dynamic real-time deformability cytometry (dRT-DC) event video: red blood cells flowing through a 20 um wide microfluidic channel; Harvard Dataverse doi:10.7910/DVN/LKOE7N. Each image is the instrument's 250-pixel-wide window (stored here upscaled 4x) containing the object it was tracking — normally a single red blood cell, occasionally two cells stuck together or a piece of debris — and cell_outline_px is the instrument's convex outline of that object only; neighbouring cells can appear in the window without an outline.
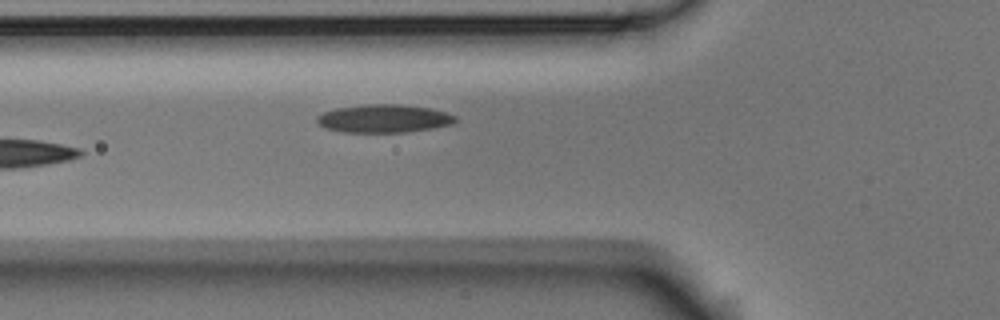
{"species": "Egyptian fruit bat (a non-hibernating species)", "species_latin": "Rousettus aegyptiacus", "temperature_condition": "room temperature", "stored_images_in_passage": 4, "camera_frame_rate_fps": 3000, "um_per_image_px": 0.085, "animal": {"sex": "male"}, "frame": {"image": 1, "passage_image": 4, "time_ms": 1.0, "image_size_px": [1000, 320], "cell_outline_px": [[456, 120], [452, 124], [432, 128], [404, 132], [344, 132], [324, 128], [316, 120], [316, 116], [324, 112], [336, 108], [364, 104], [400, 104], [428, 108], [448, 112], [456, 116]], "centroid_in_image_um": [32.62, 10.07], "position_along_channel_um": 93.2, "area_um2": 22.66}}